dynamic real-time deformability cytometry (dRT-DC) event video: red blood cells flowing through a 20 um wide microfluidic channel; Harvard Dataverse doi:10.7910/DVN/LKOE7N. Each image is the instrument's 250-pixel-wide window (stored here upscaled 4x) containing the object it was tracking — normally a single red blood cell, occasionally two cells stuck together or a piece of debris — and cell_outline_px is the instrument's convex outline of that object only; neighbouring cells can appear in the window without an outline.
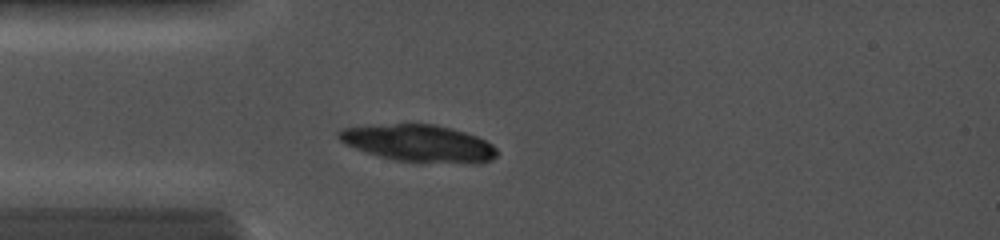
{"species": "common noctule bat (a hibernating species)", "species_latin": "Nyctalus noctula", "temperature_condition": "cold", "stored_images_in_passage": 4, "camera_frame_rate_fps": 5000, "um_per_image_px": 0.085, "animal": {"sex": "female", "body_mass_g": 19.0, "forearm_length_mm": 56.7}, "frame": {"image": 1, "passage_image": 4, "time_ms": 2.4, "image_size_px": [1000, 240], "cell_outline_px": [[496, 156], [492, 160], [480, 164], [420, 164], [396, 160], [380, 156], [356, 148], [340, 140], [336, 136], [336, 132], [340, 128], [392, 124], [436, 124], [452, 128], [476, 136], [492, 144], [496, 148]], "centroid_in_image_um": [35.66, 12.21], "position_along_channel_um": 49.3, "area_um2": 34.68}}